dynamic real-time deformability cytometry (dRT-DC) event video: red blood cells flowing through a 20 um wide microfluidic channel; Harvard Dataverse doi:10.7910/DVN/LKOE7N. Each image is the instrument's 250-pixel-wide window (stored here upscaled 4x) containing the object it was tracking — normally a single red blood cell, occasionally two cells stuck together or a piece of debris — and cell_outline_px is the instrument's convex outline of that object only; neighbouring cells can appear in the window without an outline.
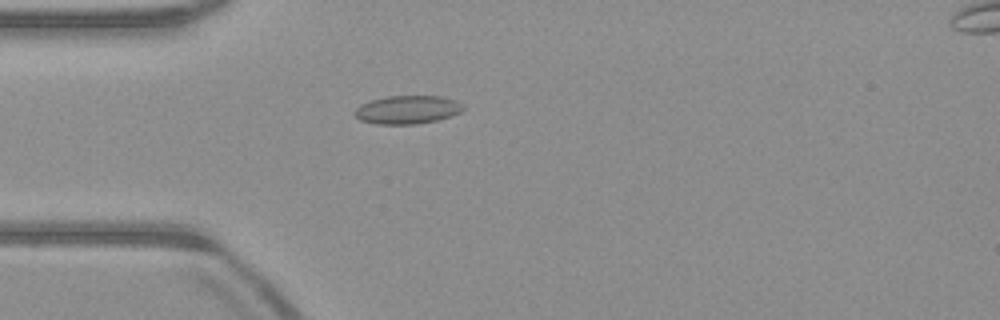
{"species": "common noctule bat (a hibernating species)", "species_latin": "Nyctalus noctula", "temperature_condition": "warm", "stored_images_in_passage": 50, "camera_frame_rate_fps": 3000, "um_per_image_px": 0.085, "animal": {"sex": "male", "body_mass_g": 23.1, "forearm_length_mm": 52.7}, "frame": {"image": 1, "passage_image": 13, "time_ms": 4.0, "image_size_px": [1000, 320], "cell_outline_px": [[464, 108], [460, 112], [436, 120], [416, 124], [376, 124], [360, 120], [352, 112], [360, 104], [372, 100], [388, 96], [440, 96], [456, 100]], "centroid_in_image_um": [34.58, 9.32], "position_along_channel_um": 50.4, "area_um2": 17.74}}
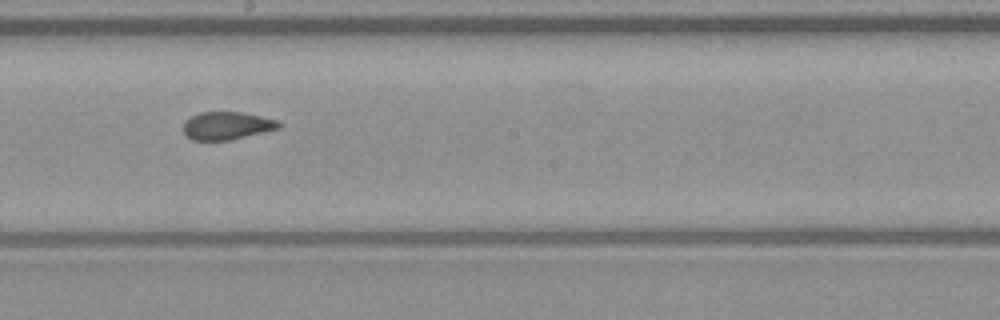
{"frame": {"image": 2, "passage_image": 27, "time_ms": 8.667, "image_size_px": [1000, 320], "cell_outline_px": [[280, 128], [264, 132], [228, 140], [192, 140], [184, 132], [184, 120], [200, 112], [244, 112], [280, 120]], "centroid_in_image_um": [19.31, 10.67], "position_along_channel_um": 228.9, "area_um2": 15.49}}
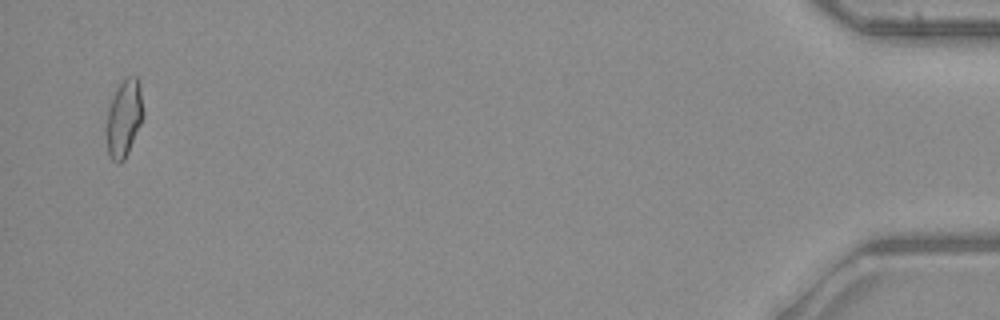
{"frame": {"image": 3, "passage_image": 49, "time_ms": 16.0, "image_size_px": [1000, 320], "cell_outline_px": [[144, 116], [128, 152], [124, 160], [120, 164], [116, 164], [112, 160], [108, 152], [104, 136], [104, 132], [108, 108], [120, 84], [128, 76], [136, 76], [140, 84]], "centroid_in_image_um": [10.52, 10.11], "position_along_channel_um": 424.7, "area_um2": 16.76}, "authors_computed_cell_mechanics": {"area_um2": 16.4441, "velocity_mm_per_s": 3.9874, "shape_relaxation_time_tau1_ms": null, "shape_relaxation_time_tau2_ms": 1.0742, "deformation_change_tau1": null, "deformation_change_tau2": 0.0324}}